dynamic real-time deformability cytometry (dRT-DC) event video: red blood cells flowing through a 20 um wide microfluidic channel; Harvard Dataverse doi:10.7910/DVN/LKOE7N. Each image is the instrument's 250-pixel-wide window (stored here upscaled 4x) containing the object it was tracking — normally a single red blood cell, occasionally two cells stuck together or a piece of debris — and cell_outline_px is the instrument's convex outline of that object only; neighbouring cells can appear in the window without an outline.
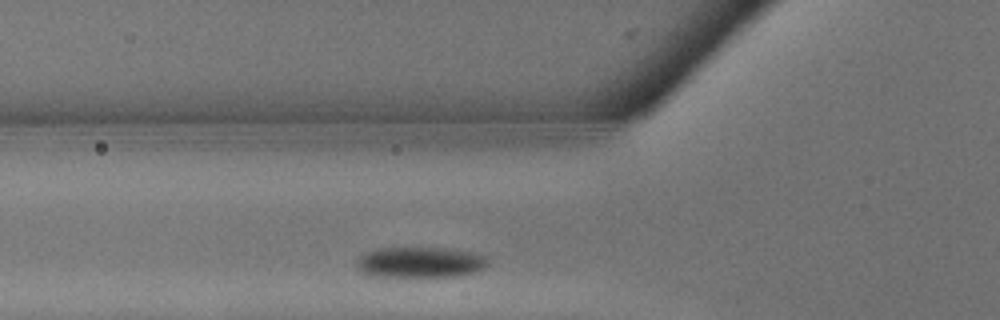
{"species": "common noctule bat (a hibernating species)", "species_latin": "Nyctalus noctula", "temperature_condition": "warm", "stored_images_in_passage": 4, "camera_frame_rate_fps": 3000, "um_per_image_px": 0.085, "animal": {"sex": "male", "body_mass_g": 13.3}, "frame": {"image": 1, "passage_image": 2, "time_ms": 0.333, "image_size_px": [1000, 320], "cell_outline_px": [[488, 264], [484, 268], [476, 272], [460, 276], [380, 276], [360, 272], [356, 268], [356, 264], [360, 256], [368, 252], [380, 248], [444, 248], [472, 252], [484, 256], [488, 260]], "centroid_in_image_um": [35.74, 22.3], "position_along_channel_um": 90.1, "area_um2": 23.29}}
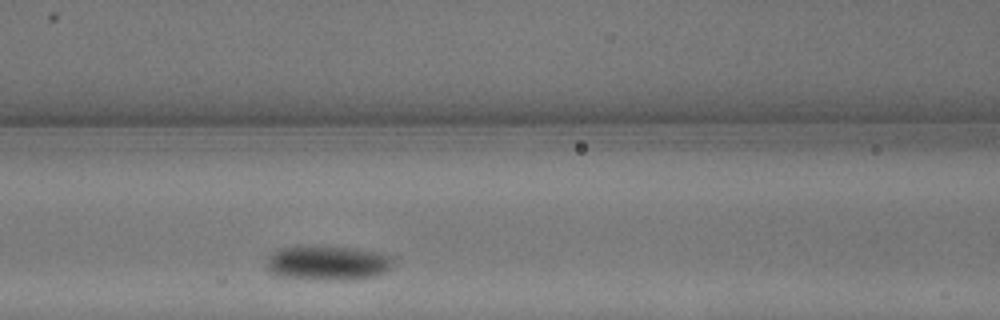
{"frame": {"image": 2, "passage_image": 4, "time_ms": 1.0, "image_size_px": [1000, 320], "cell_outline_px": [[392, 268], [376, 276], [356, 280], [320, 280], [276, 276], [268, 272], [264, 268], [264, 264], [268, 256], [272, 252], [280, 248], [296, 244], [316, 244], [352, 248], [376, 252], [392, 256]], "centroid_in_image_um": [27.75, 22.33], "position_along_channel_um": 138.8, "area_um2": 26.76}}